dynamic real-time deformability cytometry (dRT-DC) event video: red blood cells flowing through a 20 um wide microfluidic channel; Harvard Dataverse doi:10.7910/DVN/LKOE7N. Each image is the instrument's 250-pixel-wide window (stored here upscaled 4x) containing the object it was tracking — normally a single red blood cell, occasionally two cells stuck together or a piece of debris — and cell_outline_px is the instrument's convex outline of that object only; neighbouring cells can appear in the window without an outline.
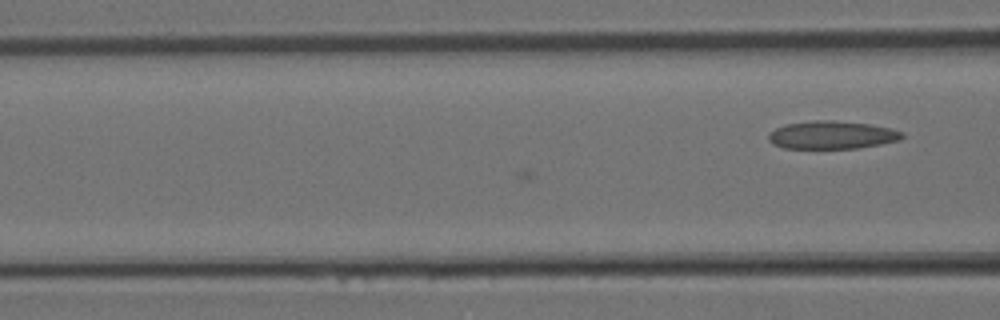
{"species": "Egyptian fruit bat (a non-hibernating species)", "species_latin": "Rousettus aegyptiacus", "temperature_condition": "room temperature", "stored_images_in_passage": 12, "camera_frame_rate_fps": 3000, "um_per_image_px": 0.085, "animal": {"sex": "female"}, "frame": {"image": 1, "passage_image": 12, "time_ms": 3.667, "image_size_px": [1000, 320], "cell_outline_px": [[904, 136], [900, 140], [880, 144], [856, 148], [784, 148], [772, 144], [768, 140], [768, 132], [776, 128], [788, 124], [812, 120], [832, 120], [868, 124], [888, 128], [904, 132]], "centroid_in_image_um": [70.68, 11.47], "position_along_channel_um": 95.9, "area_um2": 21.68}}